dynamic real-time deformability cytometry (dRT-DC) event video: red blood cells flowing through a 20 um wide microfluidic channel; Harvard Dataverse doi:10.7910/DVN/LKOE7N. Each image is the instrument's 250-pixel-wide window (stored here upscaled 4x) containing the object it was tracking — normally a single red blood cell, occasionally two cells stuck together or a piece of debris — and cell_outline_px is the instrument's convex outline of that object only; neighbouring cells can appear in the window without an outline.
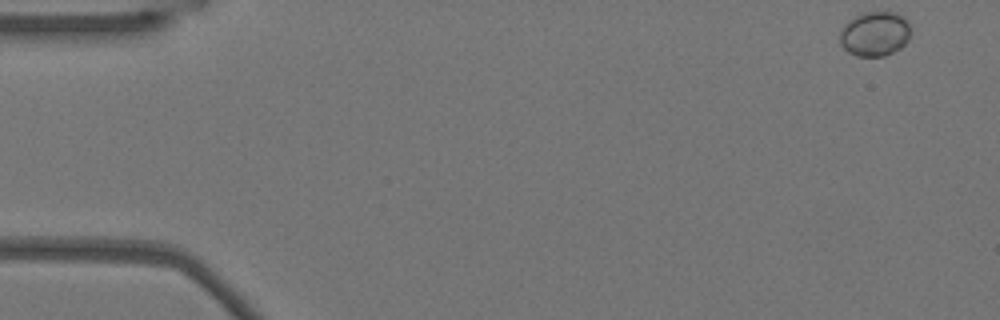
{"species": "Egyptian fruit bat (a non-hibernating species)", "species_latin": "Rousettus aegyptiacus", "temperature_condition": "warm", "stored_images_in_passage": 52, "camera_frame_rate_fps": 3000, "um_per_image_px": 0.085, "animal": {"sex": "female"}, "frame": {"image": 1, "passage_image": 1, "time_ms": 0.0, "image_size_px": [1000, 320], "cell_outline_px": [[912, 32], [908, 40], [900, 48], [884, 56], [856, 56], [848, 52], [840, 44], [840, 32], [844, 24], [848, 20], [864, 12], [896, 12], [904, 16], [908, 20]], "centroid_in_image_um": [74.38, 2.86], "position_along_channel_um": 10.6, "area_um2": 18.67}}
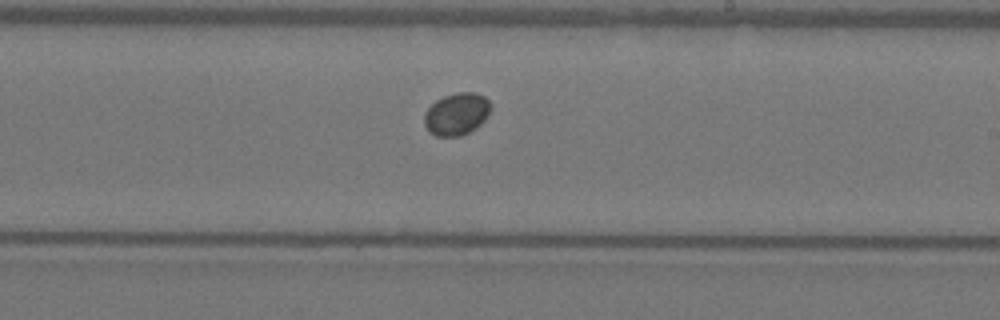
{"frame": {"image": 2, "passage_image": 30, "time_ms": 9.667, "image_size_px": [1000, 320], "cell_outline_px": [[488, 112], [484, 120], [476, 128], [460, 136], [436, 136], [428, 132], [424, 124], [424, 112], [436, 100], [444, 96], [460, 92], [472, 92], [484, 96], [488, 100]], "centroid_in_image_um": [38.76, 9.7], "position_along_channel_um": 250.2, "area_um2": 16.13}}
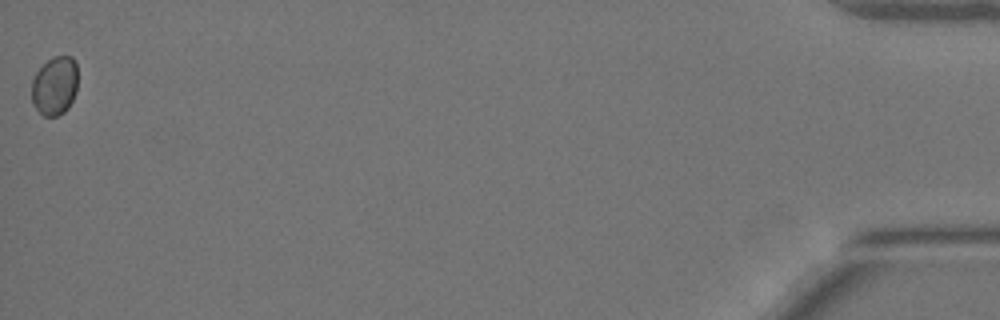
{"frame": {"image": 3, "passage_image": 52, "time_ms": 17.0, "image_size_px": [1000, 320], "cell_outline_px": [[76, 92], [68, 108], [64, 112], [56, 116], [44, 116], [32, 104], [32, 80], [36, 72], [52, 56], [72, 56], [76, 64]], "centroid_in_image_um": [4.64, 7.29], "position_along_channel_um": 430.6, "area_um2": 15.72}}